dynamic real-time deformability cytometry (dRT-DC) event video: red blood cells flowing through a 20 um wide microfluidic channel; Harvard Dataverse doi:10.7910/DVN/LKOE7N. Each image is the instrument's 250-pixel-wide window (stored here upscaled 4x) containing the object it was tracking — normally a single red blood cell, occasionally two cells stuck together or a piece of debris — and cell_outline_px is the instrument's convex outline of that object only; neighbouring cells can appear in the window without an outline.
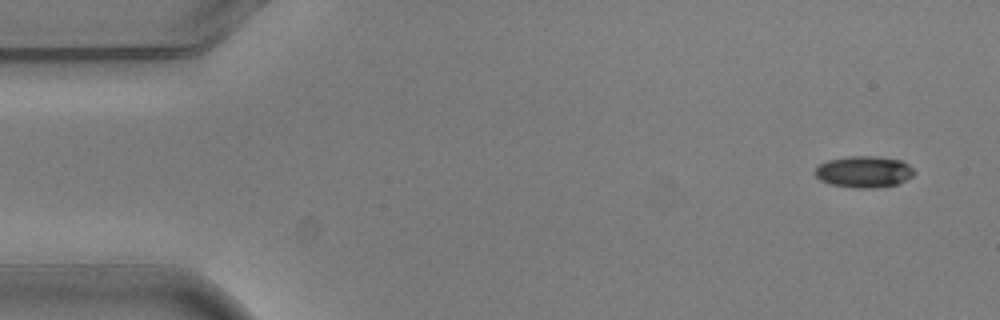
{"species": "common noctule bat (a hibernating species)", "species_latin": "Nyctalus noctula", "temperature_condition": "warm", "stored_images_in_passage": 4, "camera_frame_rate_fps": 3000, "um_per_image_px": 0.085, "animal": {"sex": "male", "body_mass_g": 20.5, "forearm_length_mm": 52.5}, "frame": {"image": 1, "passage_image": 1, "time_ms": 0.0, "image_size_px": [1000, 320], "cell_outline_px": [[916, 172], [912, 176], [896, 184], [876, 188], [852, 188], [832, 184], [820, 180], [812, 172], [820, 164], [828, 160], [848, 156], [876, 156], [900, 160], [908, 164]], "centroid_in_image_um": [73.41, 14.6], "position_along_channel_um": 11.6, "area_um2": 18.21}}
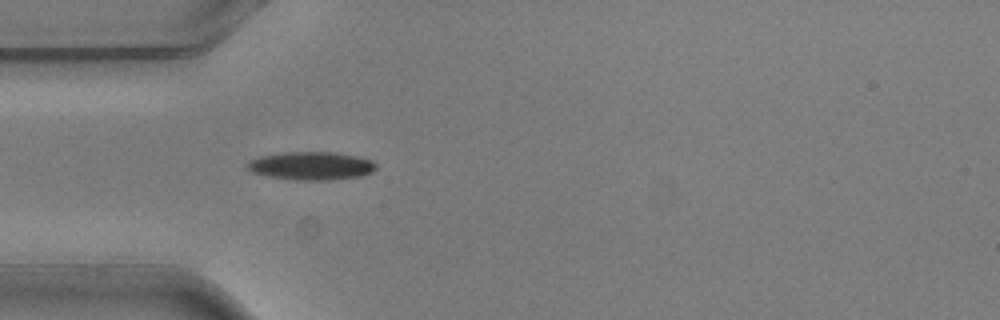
{"frame": {"image": 2, "passage_image": 4, "time_ms": 1.0, "image_size_px": [1000, 320], "cell_outline_px": [[376, 168], [372, 172], [364, 176], [328, 180], [296, 180], [268, 176], [244, 168], [244, 164], [248, 160], [260, 156], [284, 152], [332, 152], [356, 156], [372, 160], [376, 164]], "centroid_in_image_um": [26.44, 14.09], "position_along_channel_um": 58.6, "area_um2": 21.27}}